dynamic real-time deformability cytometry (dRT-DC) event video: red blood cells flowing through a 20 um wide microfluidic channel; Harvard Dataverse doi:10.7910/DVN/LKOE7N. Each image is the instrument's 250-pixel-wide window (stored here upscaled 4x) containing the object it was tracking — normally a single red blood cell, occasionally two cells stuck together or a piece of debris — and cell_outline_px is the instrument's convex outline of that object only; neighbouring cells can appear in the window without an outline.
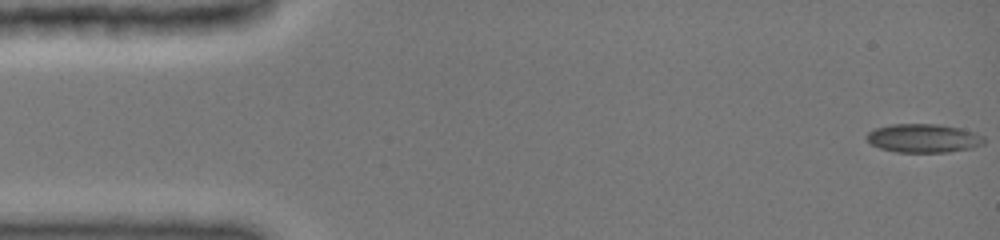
{"species": "common noctule bat (a hibernating species)", "species_latin": "Nyctalus noctula", "temperature_condition": "cold", "stored_images_in_passage": 28, "camera_frame_rate_fps": 3000, "um_per_image_px": 0.085, "animal": {"sex": "female", "body_mass_g": 19.0, "forearm_length_mm": 51.5}, "frame": {"image": 1, "passage_image": 1, "time_ms": 0.0, "image_size_px": [1000, 240], "cell_outline_px": [[984, 144], [972, 148], [948, 152], [896, 152], [880, 148], [872, 144], [864, 136], [868, 132], [876, 128], [892, 124], [936, 124], [960, 128], [976, 132], [984, 136]], "centroid_in_image_um": [78.51, 11.75], "position_along_channel_um": 6.5, "area_um2": 19.65}}
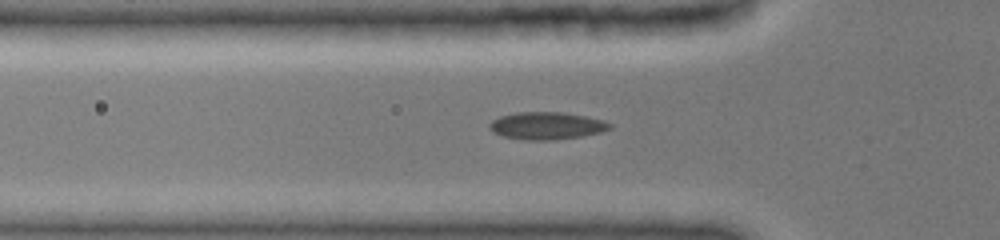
{"frame": {"image": 2, "passage_image": 16, "time_ms": 5.0, "image_size_px": [1000, 240], "cell_outline_px": [[612, 128], [600, 132], [580, 136], [552, 140], [524, 140], [504, 136], [492, 132], [488, 128], [488, 124], [492, 120], [500, 116], [516, 112], [560, 112], [584, 116], [600, 120], [612, 124]], "centroid_in_image_um": [46.4, 10.69], "position_along_channel_um": 79.4, "area_um2": 19.07}}
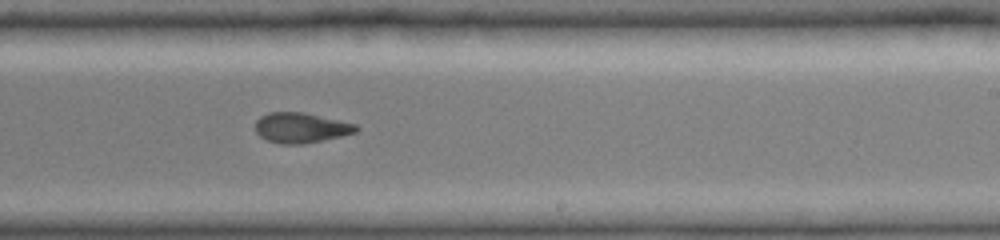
{"frame": {"image": 3, "passage_image": 28, "time_ms": 9.667, "image_size_px": [1000, 240], "cell_outline_px": [[360, 128], [356, 132], [324, 140], [304, 144], [280, 144], [268, 140], [260, 136], [256, 132], [256, 120], [260, 116], [268, 112], [300, 112], [356, 124]], "centroid_in_image_um": [25.56, 10.87], "position_along_channel_um": 263.4, "area_um2": 17.57}}